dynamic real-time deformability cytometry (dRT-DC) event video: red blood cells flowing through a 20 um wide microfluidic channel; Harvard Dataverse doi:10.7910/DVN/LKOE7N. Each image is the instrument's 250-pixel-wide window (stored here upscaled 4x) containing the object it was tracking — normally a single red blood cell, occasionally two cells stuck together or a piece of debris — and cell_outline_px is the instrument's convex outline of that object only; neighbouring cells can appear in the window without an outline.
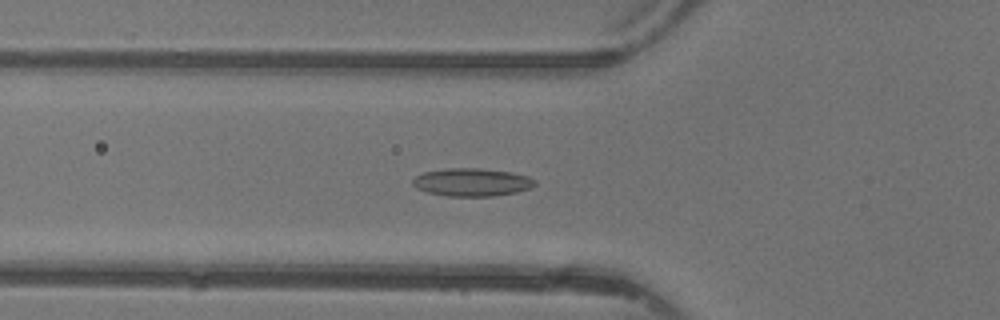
{"species": "common noctule bat (a hibernating species)", "species_latin": "Nyctalus noctula", "temperature_condition": "warm", "stored_images_in_passage": 39, "camera_frame_rate_fps": 3000, "um_per_image_px": 0.085, "animal": {"sex": "female"}, "frame": {"image": 1, "passage_image": 9, "time_ms": 2.667, "image_size_px": [1000, 320], "cell_outline_px": [[536, 184], [532, 188], [516, 192], [492, 196], [448, 196], [428, 192], [416, 188], [412, 184], [412, 180], [416, 176], [424, 172], [444, 168], [480, 168], [508, 172], [528, 176], [536, 180]], "centroid_in_image_um": [40.11, 15.48], "position_along_channel_um": 85.7, "area_um2": 19.88}}
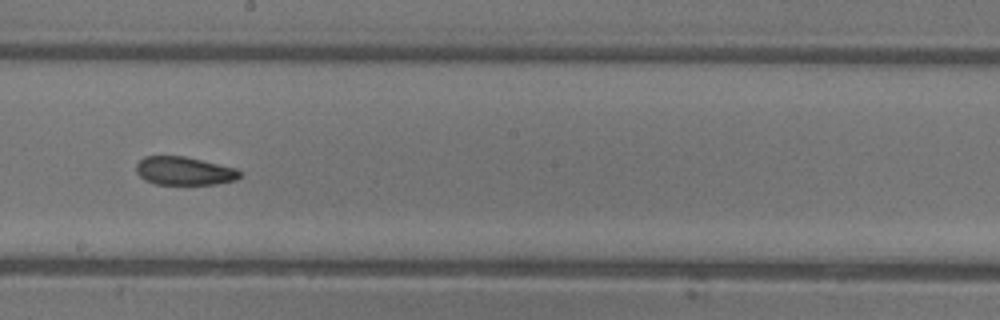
{"frame": {"image": 2, "passage_image": 19, "time_ms": 6.0, "image_size_px": [1000, 320], "cell_outline_px": [[240, 176], [236, 180], [216, 184], [156, 184], [144, 180], [136, 172], [136, 164], [144, 156], [184, 156], [236, 168], [240, 172]], "centroid_in_image_um": [15.64, 14.53], "position_along_channel_um": 232.6, "area_um2": 17.05}}
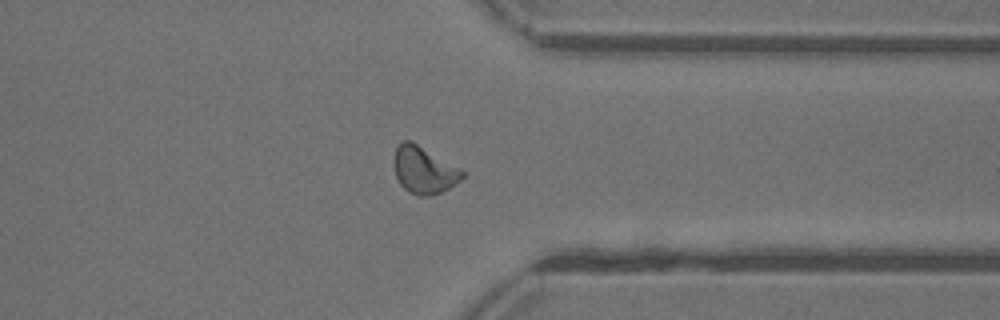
{"frame": {"image": 3, "passage_image": 29, "time_ms": 9.333, "image_size_px": [1000, 320], "cell_outline_px": [[464, 176], [460, 180], [448, 188], [432, 196], [416, 196], [408, 192], [400, 184], [396, 176], [392, 164], [392, 160], [396, 148], [404, 140], [412, 140], [460, 168], [464, 172]], "centroid_in_image_um": [36.0, 14.45], "position_along_channel_um": 375.4, "area_um2": 18.96}, "authors_computed_cell_mechanics": {"area_um2": 18.207, "velocity_mm_per_s": 4.3718, "shape_relaxation_time_tau1_ms": 6.9861, "shape_relaxation_time_tau2_ms": 1.2991, "deformation_change_tau1": 0.1732, "deformation_change_tau2": 0.0671}}